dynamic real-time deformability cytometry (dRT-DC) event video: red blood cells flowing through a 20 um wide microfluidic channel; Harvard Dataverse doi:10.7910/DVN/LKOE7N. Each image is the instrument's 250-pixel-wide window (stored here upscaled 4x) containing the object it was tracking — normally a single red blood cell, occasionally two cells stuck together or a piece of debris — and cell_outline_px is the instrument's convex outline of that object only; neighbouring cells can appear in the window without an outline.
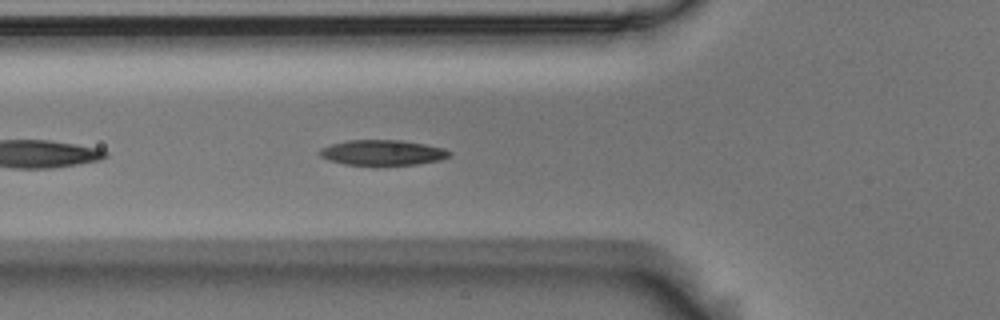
{"species": "Egyptian fruit bat (a non-hibernating species)", "species_latin": "Rousettus aegyptiacus", "temperature_condition": "room temperature", "stored_images_in_passage": 15, "camera_frame_rate_fps": 3000, "um_per_image_px": 0.085, "animal": {"sex": "male"}, "frame": {"image": 1, "passage_image": 5, "time_ms": 1.333, "image_size_px": [1000, 320], "cell_outline_px": [[452, 156], [440, 160], [416, 164], [376, 168], [344, 164], [328, 160], [320, 156], [320, 148], [332, 144], [348, 140], [400, 140], [424, 144], [444, 148], [452, 152]], "centroid_in_image_um": [32.52, 13.02], "position_along_channel_um": 93.3, "area_um2": 19.94}}
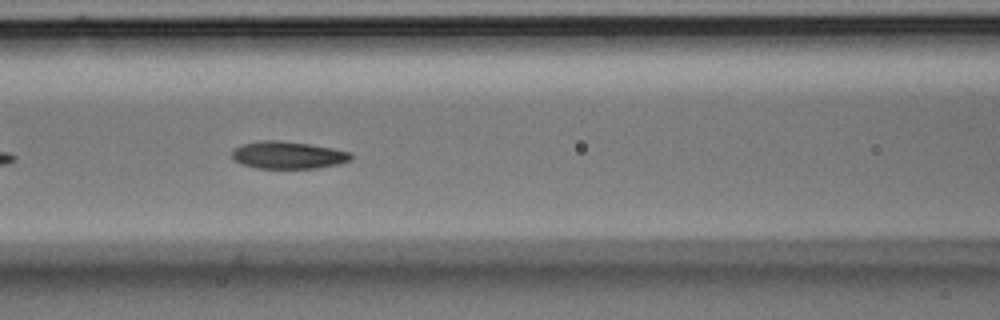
{"frame": {"image": 2, "passage_image": 9, "time_ms": 2.667, "image_size_px": [1000, 320], "cell_outline_px": [[352, 160], [340, 164], [316, 168], [256, 168], [240, 164], [232, 160], [232, 152], [240, 144], [260, 140], [280, 140], [308, 144], [332, 148], [352, 152]], "centroid_in_image_um": [24.47, 13.18], "position_along_channel_um": 142.1, "area_um2": 19.19}}
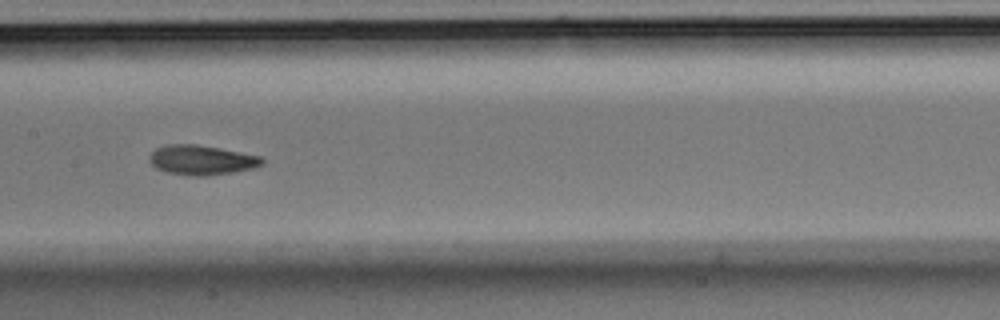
{"frame": {"image": 3, "passage_image": 13, "time_ms": 4.0, "image_size_px": [1000, 320], "cell_outline_px": [[264, 164], [252, 168], [232, 172], [208, 176], [192, 176], [168, 172], [156, 168], [148, 160], [148, 156], [156, 148], [164, 144], [196, 144], [220, 148], [264, 156]], "centroid_in_image_um": [17.14, 13.59], "position_along_channel_um": 190.3, "area_um2": 19.71}}